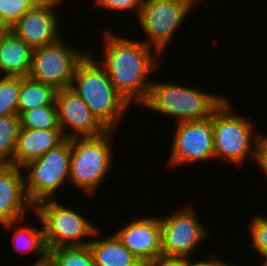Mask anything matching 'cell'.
Here are the masks:
<instances>
[{"mask_svg": "<svg viewBox=\"0 0 267 266\" xmlns=\"http://www.w3.org/2000/svg\"><path fill=\"white\" fill-rule=\"evenodd\" d=\"M20 127L36 130L61 129L58 123L56 103L23 112L20 115Z\"/></svg>", "mask_w": 267, "mask_h": 266, "instance_id": "603a6c76", "label": "cell"}, {"mask_svg": "<svg viewBox=\"0 0 267 266\" xmlns=\"http://www.w3.org/2000/svg\"><path fill=\"white\" fill-rule=\"evenodd\" d=\"M48 260L53 266H96L88 245L50 249Z\"/></svg>", "mask_w": 267, "mask_h": 266, "instance_id": "44dd1931", "label": "cell"}, {"mask_svg": "<svg viewBox=\"0 0 267 266\" xmlns=\"http://www.w3.org/2000/svg\"><path fill=\"white\" fill-rule=\"evenodd\" d=\"M36 5L38 4H50V0H32Z\"/></svg>", "mask_w": 267, "mask_h": 266, "instance_id": "d6a6232c", "label": "cell"}, {"mask_svg": "<svg viewBox=\"0 0 267 266\" xmlns=\"http://www.w3.org/2000/svg\"><path fill=\"white\" fill-rule=\"evenodd\" d=\"M116 35L112 31L104 32V59L98 62L128 103L140 105L152 83L147 77L160 65V54L142 41Z\"/></svg>", "mask_w": 267, "mask_h": 266, "instance_id": "6da1fadb", "label": "cell"}, {"mask_svg": "<svg viewBox=\"0 0 267 266\" xmlns=\"http://www.w3.org/2000/svg\"><path fill=\"white\" fill-rule=\"evenodd\" d=\"M11 31V27L6 23L2 14L0 13V35Z\"/></svg>", "mask_w": 267, "mask_h": 266, "instance_id": "4dcf8cb0", "label": "cell"}, {"mask_svg": "<svg viewBox=\"0 0 267 266\" xmlns=\"http://www.w3.org/2000/svg\"><path fill=\"white\" fill-rule=\"evenodd\" d=\"M65 139L61 129L36 130L20 127L11 165L22 168L27 163L44 155L50 149L56 148Z\"/></svg>", "mask_w": 267, "mask_h": 266, "instance_id": "2e32d148", "label": "cell"}, {"mask_svg": "<svg viewBox=\"0 0 267 266\" xmlns=\"http://www.w3.org/2000/svg\"><path fill=\"white\" fill-rule=\"evenodd\" d=\"M31 266H53L49 260L41 264H33Z\"/></svg>", "mask_w": 267, "mask_h": 266, "instance_id": "836d02e7", "label": "cell"}, {"mask_svg": "<svg viewBox=\"0 0 267 266\" xmlns=\"http://www.w3.org/2000/svg\"><path fill=\"white\" fill-rule=\"evenodd\" d=\"M16 231L13 234L12 242L14 250L19 253L34 252L35 255H39L38 261L34 264H41L48 260V248L45 243L43 228H37L35 226H25L15 228Z\"/></svg>", "mask_w": 267, "mask_h": 266, "instance_id": "ffe728a7", "label": "cell"}, {"mask_svg": "<svg viewBox=\"0 0 267 266\" xmlns=\"http://www.w3.org/2000/svg\"><path fill=\"white\" fill-rule=\"evenodd\" d=\"M226 98L213 112V142L215 158L242 166L246 158L254 160L261 133H254L253 120L235 115L233 104ZM234 113V114H233Z\"/></svg>", "mask_w": 267, "mask_h": 266, "instance_id": "5b68a950", "label": "cell"}, {"mask_svg": "<svg viewBox=\"0 0 267 266\" xmlns=\"http://www.w3.org/2000/svg\"><path fill=\"white\" fill-rule=\"evenodd\" d=\"M36 4L32 0H0V13L12 27L28 10Z\"/></svg>", "mask_w": 267, "mask_h": 266, "instance_id": "484cf974", "label": "cell"}, {"mask_svg": "<svg viewBox=\"0 0 267 266\" xmlns=\"http://www.w3.org/2000/svg\"><path fill=\"white\" fill-rule=\"evenodd\" d=\"M130 221L114 234L139 261H155L162 255L160 218L132 217Z\"/></svg>", "mask_w": 267, "mask_h": 266, "instance_id": "9a60e30c", "label": "cell"}, {"mask_svg": "<svg viewBox=\"0 0 267 266\" xmlns=\"http://www.w3.org/2000/svg\"><path fill=\"white\" fill-rule=\"evenodd\" d=\"M55 103L59 127L66 139L93 137L107 131L72 88L57 90ZM68 128L71 132L66 131Z\"/></svg>", "mask_w": 267, "mask_h": 266, "instance_id": "7c38bea8", "label": "cell"}, {"mask_svg": "<svg viewBox=\"0 0 267 266\" xmlns=\"http://www.w3.org/2000/svg\"><path fill=\"white\" fill-rule=\"evenodd\" d=\"M24 175L22 168L0 164V225L6 230L17 227L27 209H34L26 194Z\"/></svg>", "mask_w": 267, "mask_h": 266, "instance_id": "4fadbf2b", "label": "cell"}, {"mask_svg": "<svg viewBox=\"0 0 267 266\" xmlns=\"http://www.w3.org/2000/svg\"><path fill=\"white\" fill-rule=\"evenodd\" d=\"M194 5L192 0H143L137 20L149 39L142 42L163 55Z\"/></svg>", "mask_w": 267, "mask_h": 266, "instance_id": "ba28073f", "label": "cell"}, {"mask_svg": "<svg viewBox=\"0 0 267 266\" xmlns=\"http://www.w3.org/2000/svg\"><path fill=\"white\" fill-rule=\"evenodd\" d=\"M173 131L172 150L168 166L176 167L215 159L213 142V114L198 121L178 122Z\"/></svg>", "mask_w": 267, "mask_h": 266, "instance_id": "8fae6325", "label": "cell"}, {"mask_svg": "<svg viewBox=\"0 0 267 266\" xmlns=\"http://www.w3.org/2000/svg\"><path fill=\"white\" fill-rule=\"evenodd\" d=\"M136 266H155L154 261H139Z\"/></svg>", "mask_w": 267, "mask_h": 266, "instance_id": "1f68e13d", "label": "cell"}, {"mask_svg": "<svg viewBox=\"0 0 267 266\" xmlns=\"http://www.w3.org/2000/svg\"><path fill=\"white\" fill-rule=\"evenodd\" d=\"M249 233L253 249L263 257V263L267 264V217L255 215L249 223Z\"/></svg>", "mask_w": 267, "mask_h": 266, "instance_id": "d4e9b609", "label": "cell"}, {"mask_svg": "<svg viewBox=\"0 0 267 266\" xmlns=\"http://www.w3.org/2000/svg\"><path fill=\"white\" fill-rule=\"evenodd\" d=\"M98 229L88 244L96 266H136L139 260L114 234L106 239L99 238Z\"/></svg>", "mask_w": 267, "mask_h": 266, "instance_id": "ac0fdd59", "label": "cell"}, {"mask_svg": "<svg viewBox=\"0 0 267 266\" xmlns=\"http://www.w3.org/2000/svg\"><path fill=\"white\" fill-rule=\"evenodd\" d=\"M195 4H198V2L200 3V2H202V1H204L205 2V0H192ZM207 1V0H206Z\"/></svg>", "mask_w": 267, "mask_h": 266, "instance_id": "d590c367", "label": "cell"}, {"mask_svg": "<svg viewBox=\"0 0 267 266\" xmlns=\"http://www.w3.org/2000/svg\"><path fill=\"white\" fill-rule=\"evenodd\" d=\"M97 60L93 52L85 55L76 67L70 88L107 130H117L130 104L112 85L105 68Z\"/></svg>", "mask_w": 267, "mask_h": 266, "instance_id": "7a4b0ae2", "label": "cell"}, {"mask_svg": "<svg viewBox=\"0 0 267 266\" xmlns=\"http://www.w3.org/2000/svg\"><path fill=\"white\" fill-rule=\"evenodd\" d=\"M207 261L206 259L201 260L200 262V266H235V265H231L230 263L221 260L220 258L215 257L214 255H210L209 257H207Z\"/></svg>", "mask_w": 267, "mask_h": 266, "instance_id": "f546056e", "label": "cell"}, {"mask_svg": "<svg viewBox=\"0 0 267 266\" xmlns=\"http://www.w3.org/2000/svg\"><path fill=\"white\" fill-rule=\"evenodd\" d=\"M63 1L62 0H50V4L59 6Z\"/></svg>", "mask_w": 267, "mask_h": 266, "instance_id": "e575fe53", "label": "cell"}, {"mask_svg": "<svg viewBox=\"0 0 267 266\" xmlns=\"http://www.w3.org/2000/svg\"><path fill=\"white\" fill-rule=\"evenodd\" d=\"M143 0H94L97 7H102L111 11H130L135 10L139 16Z\"/></svg>", "mask_w": 267, "mask_h": 266, "instance_id": "4316f807", "label": "cell"}, {"mask_svg": "<svg viewBox=\"0 0 267 266\" xmlns=\"http://www.w3.org/2000/svg\"><path fill=\"white\" fill-rule=\"evenodd\" d=\"M20 76H0V116L18 114Z\"/></svg>", "mask_w": 267, "mask_h": 266, "instance_id": "cb8c5ba5", "label": "cell"}, {"mask_svg": "<svg viewBox=\"0 0 267 266\" xmlns=\"http://www.w3.org/2000/svg\"><path fill=\"white\" fill-rule=\"evenodd\" d=\"M253 161L260 166L261 171H264L267 176V135L263 134L258 139Z\"/></svg>", "mask_w": 267, "mask_h": 266, "instance_id": "f1b7e54d", "label": "cell"}, {"mask_svg": "<svg viewBox=\"0 0 267 266\" xmlns=\"http://www.w3.org/2000/svg\"><path fill=\"white\" fill-rule=\"evenodd\" d=\"M174 212L167 217H160L162 255L190 258L197 245L206 240L210 232L198 220L194 204Z\"/></svg>", "mask_w": 267, "mask_h": 266, "instance_id": "30bf717a", "label": "cell"}, {"mask_svg": "<svg viewBox=\"0 0 267 266\" xmlns=\"http://www.w3.org/2000/svg\"><path fill=\"white\" fill-rule=\"evenodd\" d=\"M216 95L175 82L152 81L146 99L140 104L152 112L171 116L178 122L204 120L225 101Z\"/></svg>", "mask_w": 267, "mask_h": 266, "instance_id": "3957f363", "label": "cell"}, {"mask_svg": "<svg viewBox=\"0 0 267 266\" xmlns=\"http://www.w3.org/2000/svg\"><path fill=\"white\" fill-rule=\"evenodd\" d=\"M189 257L160 255L155 261V266H200L201 261L191 262Z\"/></svg>", "mask_w": 267, "mask_h": 266, "instance_id": "83f0119b", "label": "cell"}, {"mask_svg": "<svg viewBox=\"0 0 267 266\" xmlns=\"http://www.w3.org/2000/svg\"><path fill=\"white\" fill-rule=\"evenodd\" d=\"M32 51L12 31L0 35V76L28 77Z\"/></svg>", "mask_w": 267, "mask_h": 266, "instance_id": "e0dca14e", "label": "cell"}, {"mask_svg": "<svg viewBox=\"0 0 267 266\" xmlns=\"http://www.w3.org/2000/svg\"><path fill=\"white\" fill-rule=\"evenodd\" d=\"M54 4H38L28 10L11 31L32 49L43 47L62 38L58 29L59 18Z\"/></svg>", "mask_w": 267, "mask_h": 266, "instance_id": "5bb4252c", "label": "cell"}, {"mask_svg": "<svg viewBox=\"0 0 267 266\" xmlns=\"http://www.w3.org/2000/svg\"><path fill=\"white\" fill-rule=\"evenodd\" d=\"M89 51H77L60 38L54 43L38 47L32 51L31 68L28 77L48 84L57 90L72 85L79 62Z\"/></svg>", "mask_w": 267, "mask_h": 266, "instance_id": "9c48e42d", "label": "cell"}, {"mask_svg": "<svg viewBox=\"0 0 267 266\" xmlns=\"http://www.w3.org/2000/svg\"><path fill=\"white\" fill-rule=\"evenodd\" d=\"M36 215L43 228L48 251L57 247L86 246L99 229L85 216L68 206L48 199L34 205ZM87 237V238H86Z\"/></svg>", "mask_w": 267, "mask_h": 266, "instance_id": "8992f818", "label": "cell"}, {"mask_svg": "<svg viewBox=\"0 0 267 266\" xmlns=\"http://www.w3.org/2000/svg\"><path fill=\"white\" fill-rule=\"evenodd\" d=\"M113 133L116 130H107L93 137L71 139L69 183L88 196L95 195L113 168Z\"/></svg>", "mask_w": 267, "mask_h": 266, "instance_id": "277c9868", "label": "cell"}, {"mask_svg": "<svg viewBox=\"0 0 267 266\" xmlns=\"http://www.w3.org/2000/svg\"><path fill=\"white\" fill-rule=\"evenodd\" d=\"M71 139H65L56 148L27 163L22 170L25 190L29 201L38 202L55 199L56 192L65 182H69ZM66 180V181H65Z\"/></svg>", "mask_w": 267, "mask_h": 266, "instance_id": "52a82bcc", "label": "cell"}, {"mask_svg": "<svg viewBox=\"0 0 267 266\" xmlns=\"http://www.w3.org/2000/svg\"><path fill=\"white\" fill-rule=\"evenodd\" d=\"M57 89L51 85L37 82L29 77H21L18 98V115L39 106L52 105L55 102Z\"/></svg>", "mask_w": 267, "mask_h": 266, "instance_id": "d6986e66", "label": "cell"}, {"mask_svg": "<svg viewBox=\"0 0 267 266\" xmlns=\"http://www.w3.org/2000/svg\"><path fill=\"white\" fill-rule=\"evenodd\" d=\"M20 116H0V164H11L16 150Z\"/></svg>", "mask_w": 267, "mask_h": 266, "instance_id": "7402d4cb", "label": "cell"}]
</instances>
